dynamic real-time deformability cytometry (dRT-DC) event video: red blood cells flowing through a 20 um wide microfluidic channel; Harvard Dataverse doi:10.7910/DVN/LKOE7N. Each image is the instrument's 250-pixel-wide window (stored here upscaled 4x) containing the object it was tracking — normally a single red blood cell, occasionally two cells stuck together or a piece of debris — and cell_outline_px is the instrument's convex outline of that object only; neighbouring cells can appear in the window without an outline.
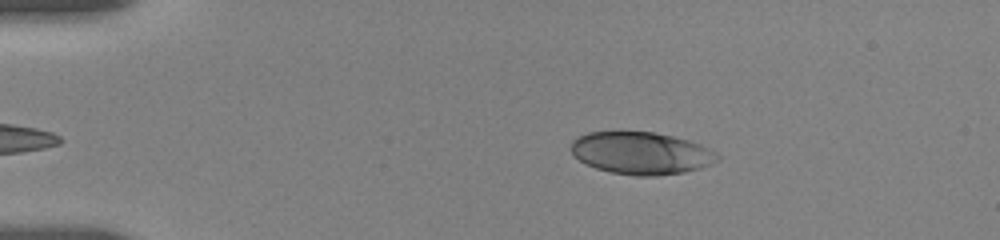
{"species": "human", "species_latin": "Homo sapiens", "temperature_condition": "room temperature", "stored_images_in_passage": 52, "camera_frame_rate_fps": 3000, "um_per_image_px": 0.085, "donor": {"sex": "female"}, "frame": {"image": 1, "passage_image": 3, "time_ms": 0.667, "image_size_px": [1000, 240], "cell_outline_px": [[720, 160], [700, 168], [684, 172], [656, 176], [636, 176], [612, 172], [596, 168], [584, 164], [572, 152], [572, 140], [576, 136], [588, 132], [652, 132], [672, 136], [688, 140], [700, 144], [716, 152], [720, 156]], "centroid_in_image_um": [54.51, 13.02], "position_along_channel_um": 30.5, "area_um2": 36.07}}
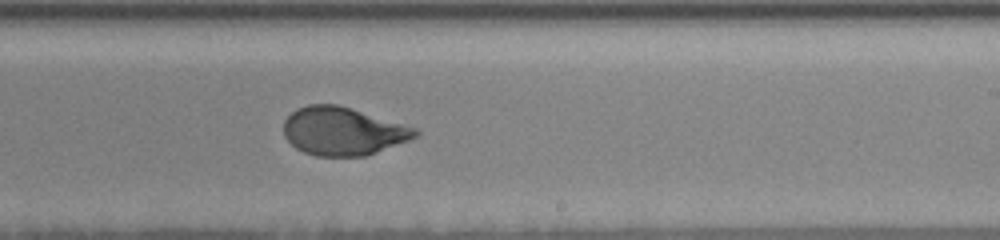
{"frame": {"image": 2, "passage_image": 30, "time_ms": 8.667, "image_size_px": [1000, 240], "cell_outline_px": [[420, 132], [416, 136], [408, 140], [376, 152], [364, 156], [316, 156], [304, 152], [296, 148], [284, 136], [284, 120], [296, 108], [308, 104], [336, 104], [416, 128]], "centroid_in_image_um": [29.1, 11.15], "position_along_channel_um": 259.9, "area_um2": 36.47}}
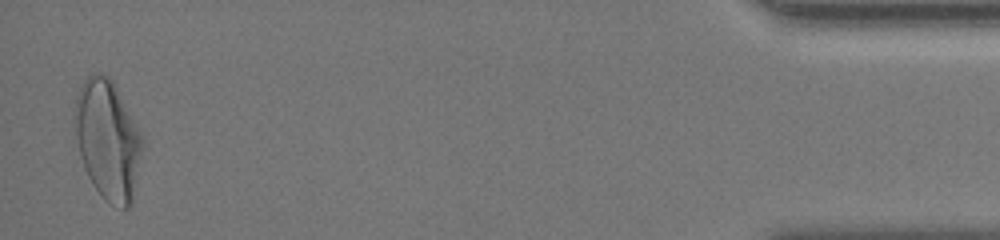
{"frame": {"image": 3, "passage_image": 52, "time_ms": 15.333, "image_size_px": [1000, 240], "cell_outline_px": [[144, 144], [132, 204], [128, 208], [124, 208], [108, 204], [104, 200], [92, 184], [84, 168], [80, 156], [72, 124], [72, 112], [76, 96], [84, 80], [92, 72], [100, 72], [108, 76], [112, 80], [144, 140]], "centroid_in_image_um": [9.12, 11.89], "position_along_channel_um": 426.1, "area_um2": 47.69}, "authors_computed_cell_mechanics": {"area_um2": 37.5411, "velocity_mm_per_s": 3.6507, "shape_relaxation_time_tau1_ms": 3.4822, "shape_relaxation_time_tau2_ms": null, "deformation_change_tau1": 0.1854, "deformation_change_tau2": null}}